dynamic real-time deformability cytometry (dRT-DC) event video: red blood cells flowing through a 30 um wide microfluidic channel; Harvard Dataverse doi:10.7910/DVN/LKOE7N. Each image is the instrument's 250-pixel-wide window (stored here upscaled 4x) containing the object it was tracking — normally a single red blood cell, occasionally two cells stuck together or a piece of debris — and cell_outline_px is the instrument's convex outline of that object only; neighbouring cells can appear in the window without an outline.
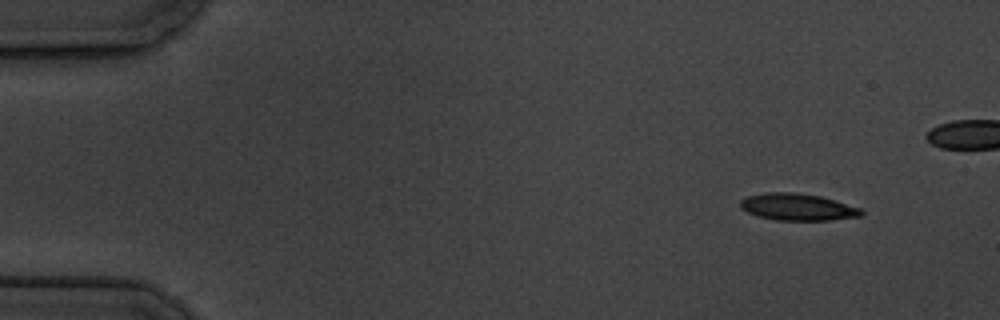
{"species": "common noctule bat (a hibernating species)", "species_latin": "Nyctalus noctula", "temperature_condition": "cold", "stored_images_in_passage": 5, "camera_frame_rate_fps": 3000, "um_per_image_px": 0.085, "animal": {"sex": "male", "body_mass_g": 19.5, "forearm_length_mm": 54.6}, "frame": {"image": 1, "passage_image": 1, "time_ms": 0.0, "image_size_px": [1000, 320], "cell_outline_px": [[864, 212], [860, 216], [832, 220], [776, 220], [756, 216], [740, 208], [740, 200], [748, 196], [764, 192], [796, 192], [820, 196], [860, 208]], "centroid_in_image_um": [67.76, 17.59], "position_along_channel_um": 17.2, "area_um2": 18.96}}